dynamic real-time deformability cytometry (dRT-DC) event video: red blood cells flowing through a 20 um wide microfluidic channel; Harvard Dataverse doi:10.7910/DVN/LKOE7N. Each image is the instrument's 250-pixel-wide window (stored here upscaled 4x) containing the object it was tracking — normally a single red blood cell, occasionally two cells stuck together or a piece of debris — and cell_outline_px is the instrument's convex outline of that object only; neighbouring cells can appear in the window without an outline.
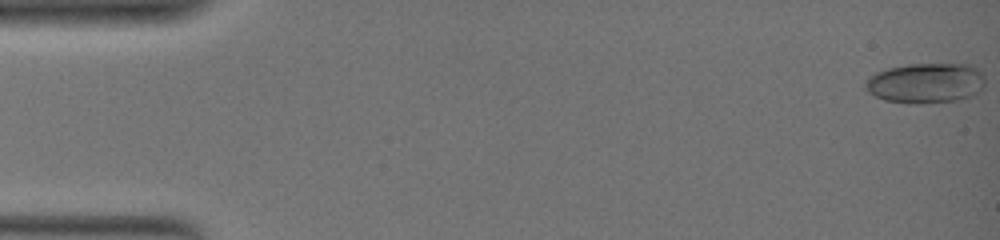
{"species": "common noctule bat (a hibernating species)", "species_latin": "Nyctalus noctula", "temperature_condition": "warm", "stored_images_in_passage": 17, "camera_frame_rate_fps": 3000, "um_per_image_px": 0.085, "animal": {"sex": "female", "body_mass_g": 19.0, "forearm_length_mm": 51.5}, "frame": {"image": 1, "passage_image": 1, "time_ms": 0.0, "image_size_px": [1000, 240], "cell_outline_px": [[984, 84], [976, 92], [968, 96], [956, 100], [920, 104], [908, 104], [884, 100], [868, 92], [864, 84], [868, 76], [876, 72], [888, 68], [908, 64], [972, 64], [984, 76]], "centroid_in_image_um": [78.64, 7.06], "position_along_channel_um": 6.4, "area_um2": 28.03}}